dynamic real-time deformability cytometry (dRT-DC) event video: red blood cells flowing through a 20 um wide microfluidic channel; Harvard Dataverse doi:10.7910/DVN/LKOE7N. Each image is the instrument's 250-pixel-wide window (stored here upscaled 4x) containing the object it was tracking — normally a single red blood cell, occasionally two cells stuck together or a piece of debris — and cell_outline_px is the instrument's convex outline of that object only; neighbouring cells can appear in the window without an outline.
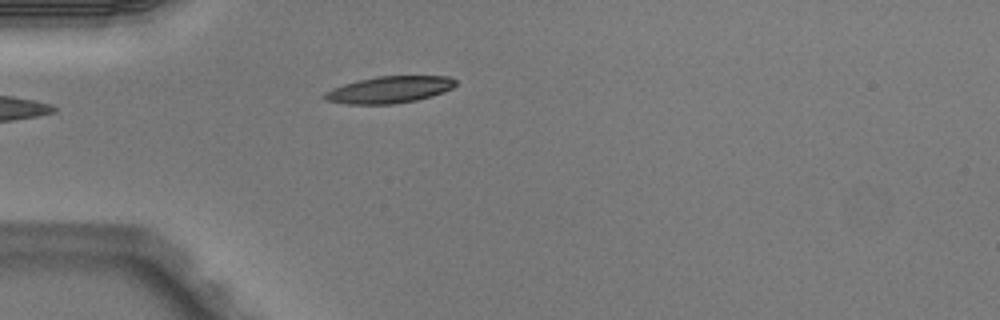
{"species": "Egyptian fruit bat (a non-hibernating species)", "species_latin": "Rousettus aegyptiacus", "temperature_condition": "warm", "stored_images_in_passage": 1, "camera_frame_rate_fps": 3000, "um_per_image_px": 0.085, "animal": {"sex": "male"}, "frame": {"image": 1, "passage_image": 1, "time_ms": 0.0, "image_size_px": [1000, 320], "cell_outline_px": [[456, 84], [452, 88], [444, 92], [432, 96], [416, 100], [392, 104], [348, 104], [328, 100], [324, 96], [324, 92], [332, 88], [344, 84], [376, 76], [448, 76], [456, 80]], "centroid_in_image_um": [33.13, 7.62], "position_along_channel_um": 51.9, "area_um2": 20.29}}